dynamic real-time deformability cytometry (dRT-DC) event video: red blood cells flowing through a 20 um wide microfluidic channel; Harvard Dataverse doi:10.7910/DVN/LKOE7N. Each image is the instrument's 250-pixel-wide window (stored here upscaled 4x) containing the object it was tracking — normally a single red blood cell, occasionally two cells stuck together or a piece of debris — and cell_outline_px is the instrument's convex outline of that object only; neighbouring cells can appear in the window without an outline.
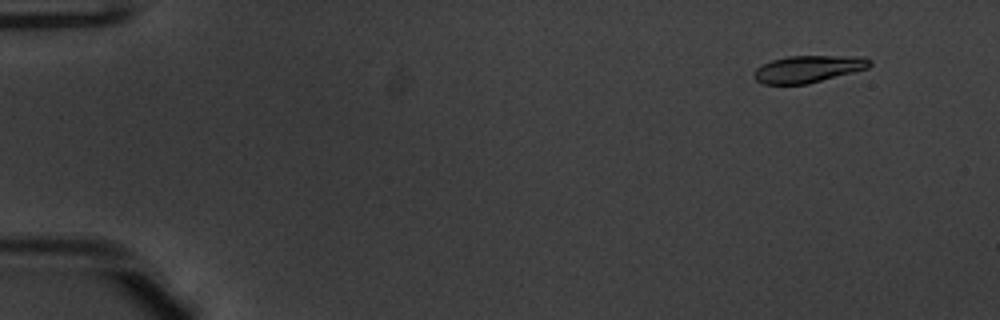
{"species": "common noctule bat (a hibernating species)", "species_latin": "Nyctalus noctula", "temperature_condition": "warm", "stored_images_in_passage": 46, "camera_frame_rate_fps": 3000, "um_per_image_px": 0.085, "animal": {"sex": "male", "body_mass_g": 20.1, "forearm_length_mm": 53.5}, "frame": {"image": 1, "passage_image": 1, "time_ms": 0.0, "image_size_px": [1000, 320], "cell_outline_px": [[872, 64], [868, 68], [808, 84], [764, 84], [756, 80], [756, 68], [772, 60], [788, 56], [864, 56], [872, 60]], "centroid_in_image_um": [68.76, 5.85], "position_along_channel_um": 16.2, "area_um2": 18.09}}
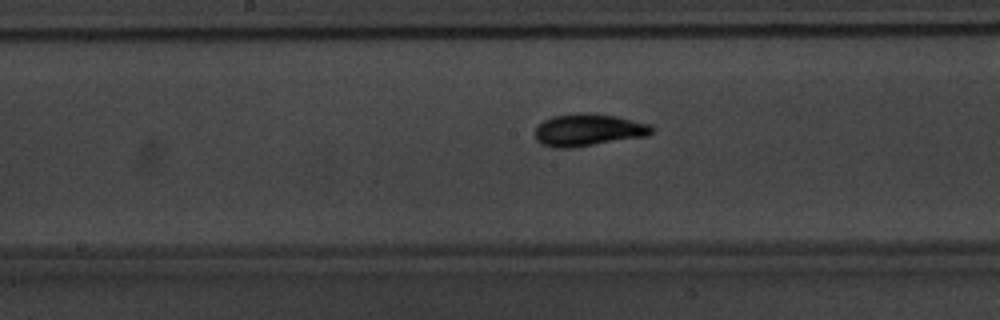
{"frame": {"image": 2, "passage_image": 24, "time_ms": 7.667, "image_size_px": [1000, 320], "cell_outline_px": [[656, 128], [648, 136], [572, 148], [552, 148], [536, 140], [536, 128], [544, 120], [552, 116], [584, 112], [616, 116], [652, 124]], "centroid_in_image_um": [50.06, 11.05], "position_along_channel_um": 198.1, "area_um2": 22.08}}
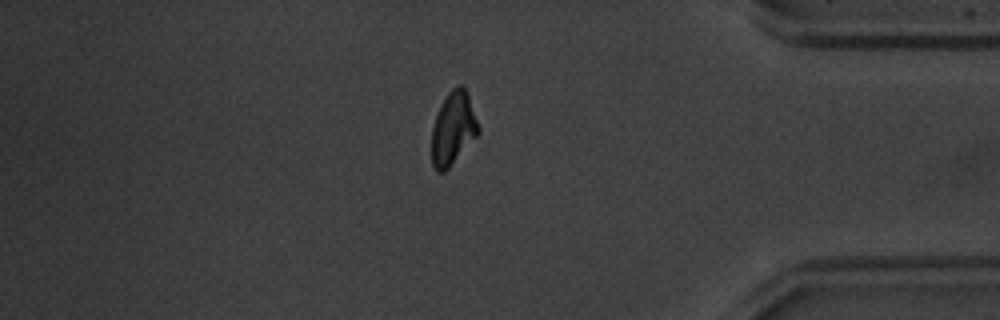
{"frame": {"image": 3, "passage_image": 41, "time_ms": 13.333, "image_size_px": [1000, 320], "cell_outline_px": [[480, 132], [448, 168], [444, 172], [436, 172], [432, 164], [432, 128], [440, 104], [448, 92], [456, 84], [460, 84], [464, 88], [468, 96], [480, 128]], "centroid_in_image_um": [38.5, 10.91], "position_along_channel_um": 396.7, "area_um2": 19.65}}